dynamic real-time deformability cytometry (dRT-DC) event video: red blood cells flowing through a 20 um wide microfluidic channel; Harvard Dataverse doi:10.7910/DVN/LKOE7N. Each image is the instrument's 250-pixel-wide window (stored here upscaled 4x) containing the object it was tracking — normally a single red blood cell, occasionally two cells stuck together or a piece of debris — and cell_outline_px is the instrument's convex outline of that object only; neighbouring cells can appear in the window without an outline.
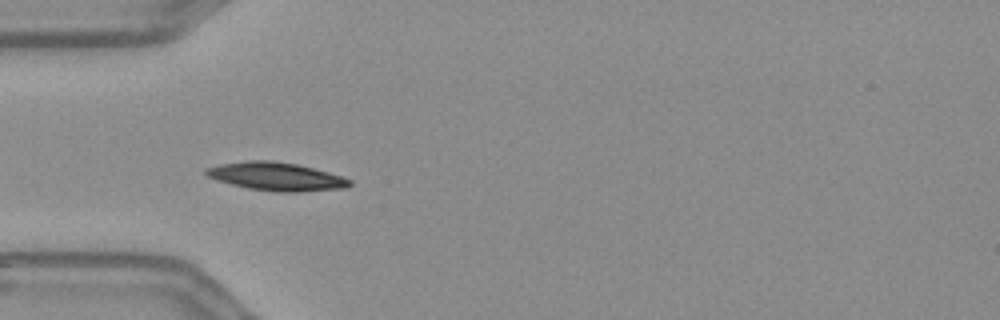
{"species": "Egyptian fruit bat (a non-hibernating species)", "species_latin": "Rousettus aegyptiacus", "temperature_condition": "warm", "stored_images_in_passage": 15, "camera_frame_rate_fps": 3000, "um_per_image_px": 0.085, "frame": {"image": 1, "passage_image": 5, "time_ms": 1.333, "image_size_px": [1000, 320], "cell_outline_px": [[352, 184], [348, 188], [300, 192], [276, 192], [248, 188], [216, 180], [208, 176], [204, 172], [204, 168], [220, 164], [248, 160], [272, 160], [296, 164], [328, 172], [352, 180]], "centroid_in_image_um": [23.48, 15.0], "position_along_channel_um": 61.5, "area_um2": 23.7}}
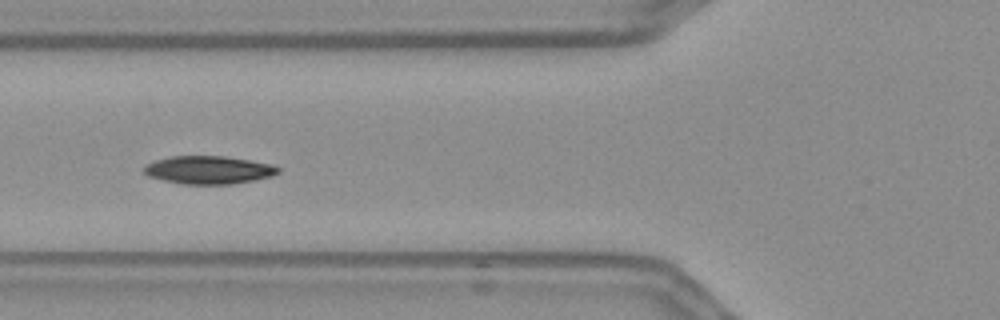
{"frame": {"image": 2, "passage_image": 9, "time_ms": 2.667, "image_size_px": [1000, 320], "cell_outline_px": [[280, 172], [272, 176], [232, 184], [184, 184], [164, 180], [148, 176], [144, 172], [144, 164], [156, 160], [172, 156], [224, 156], [272, 164], [280, 168]], "centroid_in_image_um": [17.73, 14.44], "position_along_channel_um": 108.1, "area_um2": 21.79}}